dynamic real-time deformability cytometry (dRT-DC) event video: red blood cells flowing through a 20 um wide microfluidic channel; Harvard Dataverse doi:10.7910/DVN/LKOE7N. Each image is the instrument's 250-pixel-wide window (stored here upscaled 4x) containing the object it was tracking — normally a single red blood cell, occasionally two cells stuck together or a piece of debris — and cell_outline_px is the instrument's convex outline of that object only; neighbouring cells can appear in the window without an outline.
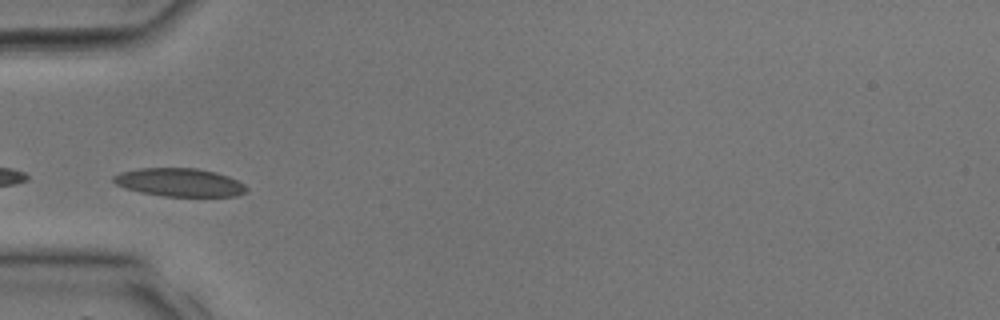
{"species": "common noctule bat (a hibernating species)", "species_latin": "Nyctalus noctula", "temperature_condition": "room temperature", "stored_images_in_passage": 24, "camera_frame_rate_fps": 3000, "um_per_image_px": 0.085, "animal": {"sex": "male", "body_mass_g": 17.9, "forearm_length_mm": 54.2}, "frame": {"image": 1, "passage_image": 1, "time_ms": 0.0, "image_size_px": [1000, 320], "cell_outline_px": [[248, 192], [236, 196], [164, 196], [140, 192], [124, 188], [116, 184], [112, 180], [112, 176], [120, 172], [140, 168], [196, 168], [216, 172], [228, 176], [244, 184], [248, 188]], "centroid_in_image_um": [15.26, 15.5], "position_along_channel_um": 69.7, "area_um2": 21.96}}
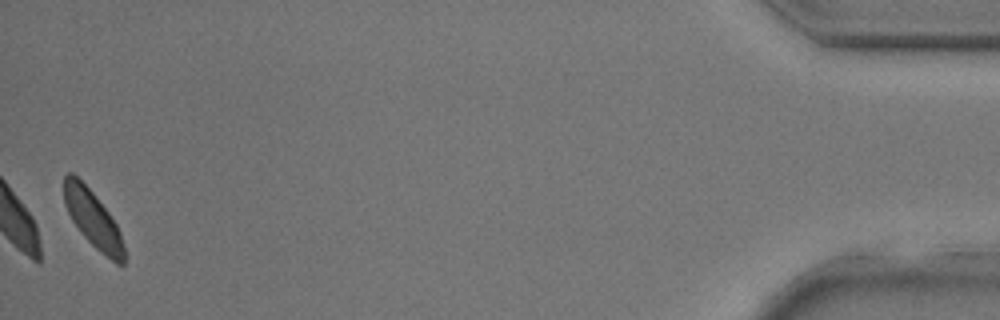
{"frame": {"image": 2, "passage_image": 24, "time_ms": 7.667, "image_size_px": [1000, 320], "cell_outline_px": [[124, 264], [116, 264], [100, 252], [80, 232], [72, 220], [64, 204], [64, 176], [68, 172], [72, 172], [92, 192], [108, 212], [116, 224], [120, 232], [124, 248]], "centroid_in_image_um": [7.89, 18.62], "position_along_channel_um": 427.3, "area_um2": 19.59}}